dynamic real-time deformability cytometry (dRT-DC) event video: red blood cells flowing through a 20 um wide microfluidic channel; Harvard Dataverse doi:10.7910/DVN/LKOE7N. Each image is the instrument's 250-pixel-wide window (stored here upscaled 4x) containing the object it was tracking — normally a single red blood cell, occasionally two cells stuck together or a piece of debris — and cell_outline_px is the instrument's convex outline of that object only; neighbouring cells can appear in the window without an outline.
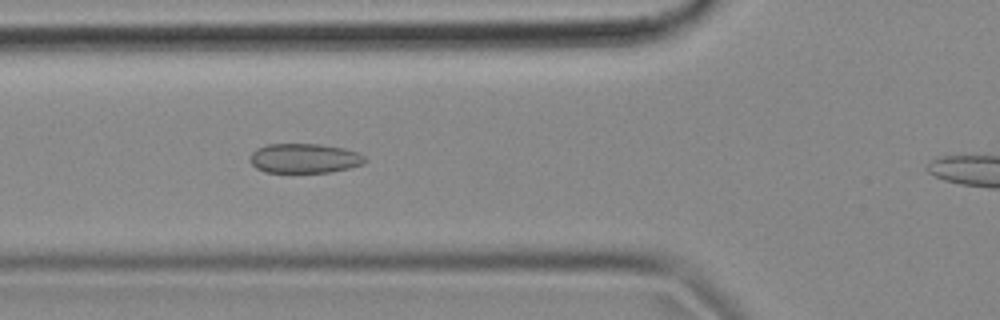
{"species": "common noctule bat (a hibernating species)", "species_latin": "Nyctalus noctula", "temperature_condition": "cold", "stored_images_in_passage": 44, "camera_frame_rate_fps": 3000, "um_per_image_px": 0.085, "animal": {"sex": "female", "body_mass_g": 18.4}, "frame": {"image": 1, "passage_image": 16, "time_ms": 5.0, "image_size_px": [1000, 320], "cell_outline_px": [[368, 160], [364, 164], [348, 168], [328, 172], [264, 172], [256, 168], [248, 160], [248, 156], [256, 148], [268, 144], [320, 144], [344, 148], [356, 152], [364, 156]], "centroid_in_image_um": [25.84, 13.45], "position_along_channel_um": 100.0, "area_um2": 19.94}}
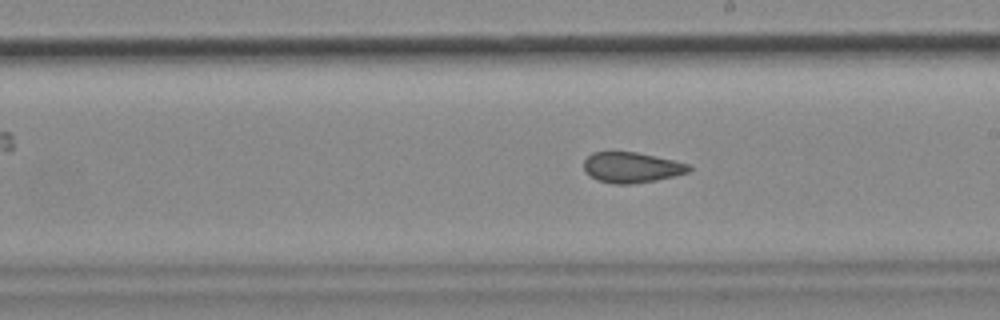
{"frame": {"image": 2, "passage_image": 27, "time_ms": 8.667, "image_size_px": [1000, 320], "cell_outline_px": [[692, 168], [688, 172], [656, 180], [632, 184], [612, 184], [596, 180], [588, 176], [584, 168], [584, 160], [592, 152], [636, 152], [672, 160], [688, 164]], "centroid_in_image_um": [53.63, 14.24], "position_along_channel_um": 235.4, "area_um2": 18.61}}
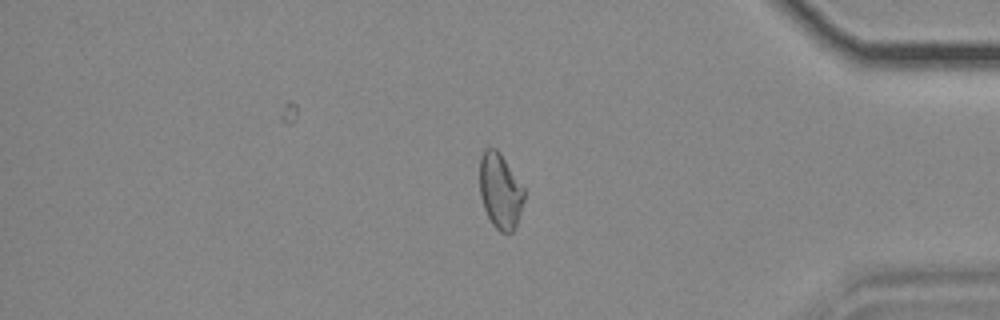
{"frame": {"image": 3, "passage_image": 42, "time_ms": 13.667, "image_size_px": [1000, 320], "cell_outline_px": [[524, 200], [516, 228], [512, 232], [500, 232], [492, 224], [484, 208], [480, 196], [480, 156], [484, 148], [496, 148], [500, 152], [524, 188]], "centroid_in_image_um": [42.51, 16.23], "position_along_channel_um": 392.7, "area_um2": 19.59}, "authors_computed_cell_mechanics": {"area_um2": 19.9121, "velocity_mm_per_s": 3.6992, "shape_relaxation_time_tau1_ms": null, "shape_relaxation_time_tau2_ms": 2.423, "deformation_change_tau1": null, "deformation_change_tau2": 0.0795}}